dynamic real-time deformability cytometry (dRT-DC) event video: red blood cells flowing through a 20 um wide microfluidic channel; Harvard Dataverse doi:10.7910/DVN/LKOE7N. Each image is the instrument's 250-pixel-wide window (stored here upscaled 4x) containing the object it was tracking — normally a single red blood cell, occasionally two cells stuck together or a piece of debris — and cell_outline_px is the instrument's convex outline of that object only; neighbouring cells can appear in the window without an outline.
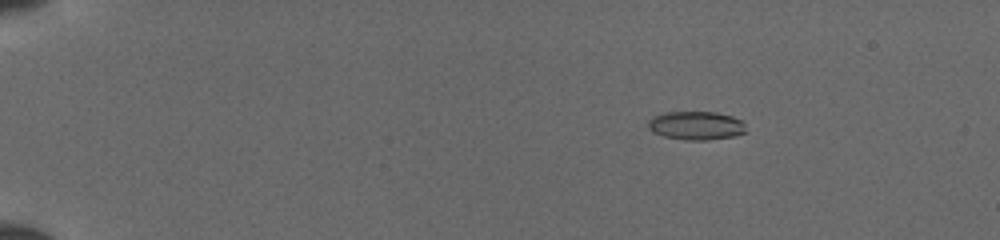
{"species": "common noctule bat (a hibernating species)", "species_latin": "Nyctalus noctula", "temperature_condition": "cold", "stored_images_in_passage": 46, "camera_frame_rate_fps": 3000, "um_per_image_px": 0.085, "animal": {"sex": "female", "body_mass_g": 19.5, "forearm_length_mm": 54.1}, "frame": {"image": 1, "passage_image": 4, "time_ms": 1.0, "image_size_px": [1000, 240], "cell_outline_px": [[744, 132], [732, 136], [708, 140], [684, 140], [664, 136], [652, 132], [648, 128], [648, 120], [652, 116], [664, 112], [716, 112], [732, 116], [740, 120], [744, 124]], "centroid_in_image_um": [59.1, 10.67], "position_along_channel_um": 25.9, "area_um2": 16.24}}
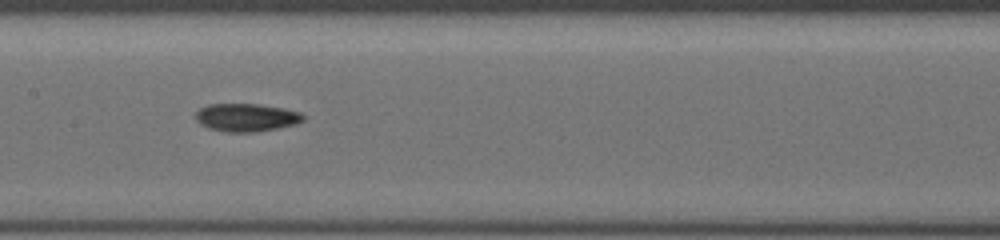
{"frame": {"image": 2, "passage_image": 23, "time_ms": 7.333, "image_size_px": [1000, 240], "cell_outline_px": [[304, 120], [296, 124], [276, 128], [252, 132], [228, 132], [208, 128], [200, 124], [196, 120], [196, 112], [200, 108], [208, 104], [260, 104], [284, 108], [300, 112], [304, 116]], "centroid_in_image_um": [20.93, 9.98], "position_along_channel_um": 186.5, "area_um2": 17.51}}
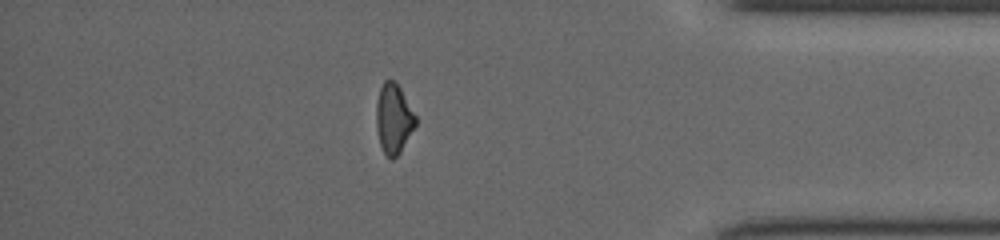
{"frame": {"image": 3, "passage_image": 40, "time_ms": 13.0, "image_size_px": [1000, 240], "cell_outline_px": [[416, 124], [400, 152], [392, 160], [384, 152], [380, 144], [376, 128], [376, 104], [380, 88], [384, 80], [392, 80], [400, 88], [416, 116]], "centroid_in_image_um": [33.44, 10.09], "position_along_channel_um": 401.8, "area_um2": 15.72}}